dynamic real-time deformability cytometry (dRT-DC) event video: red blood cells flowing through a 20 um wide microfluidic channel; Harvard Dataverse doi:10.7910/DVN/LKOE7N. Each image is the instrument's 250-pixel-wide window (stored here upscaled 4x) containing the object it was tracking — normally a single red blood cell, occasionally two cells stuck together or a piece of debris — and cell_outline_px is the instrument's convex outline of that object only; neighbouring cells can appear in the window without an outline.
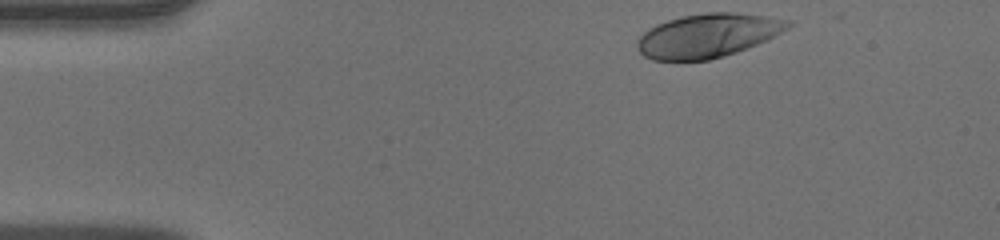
{"species": "human", "species_latin": "Homo sapiens", "temperature_condition": "warm", "stored_images_in_passage": 34, "camera_frame_rate_fps": 3000, "um_per_image_px": 0.085, "donor": {"sex": "male"}, "frame": {"image": 1, "passage_image": 1, "time_ms": 0.0, "image_size_px": [1000, 240], "cell_outline_px": [[792, 24], [788, 28], [768, 40], [736, 52], [708, 60], [652, 60], [644, 56], [636, 48], [636, 40], [648, 28], [656, 24], [668, 20], [684, 16], [704, 12], [736, 12], [792, 20]], "centroid_in_image_um": [60.15, 3.02], "position_along_channel_um": 24.8, "area_um2": 38.55}}
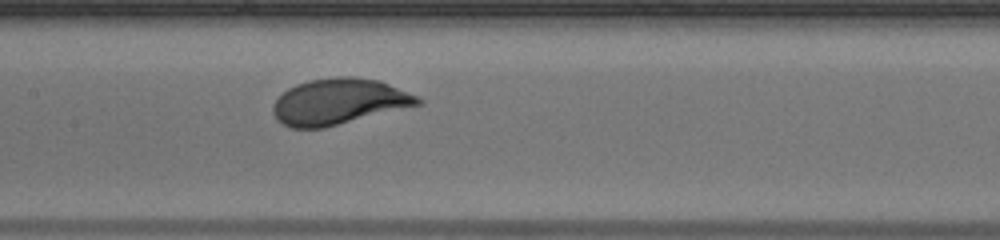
{"frame": {"image": 2, "passage_image": 17, "time_ms": 5.333, "image_size_px": [1000, 240], "cell_outline_px": [[424, 104], [324, 128], [292, 128], [276, 120], [272, 112], [272, 104], [288, 88], [296, 84], [308, 80], [336, 76], [352, 76], [380, 80], [416, 96], [424, 100]], "centroid_in_image_um": [28.81, 8.64], "position_along_channel_um": 178.6, "area_um2": 39.02}}
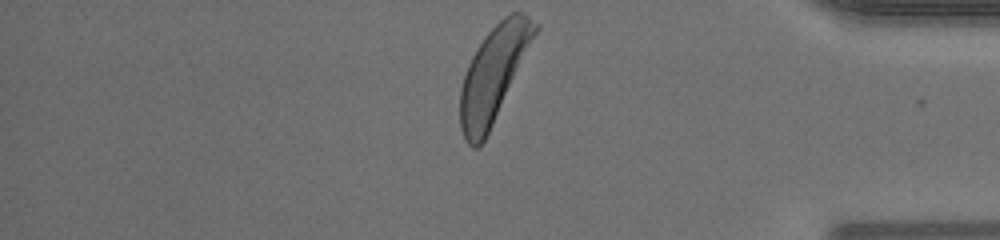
{"frame": {"image": 3, "passage_image": 34, "time_ms": 11.0, "image_size_px": [1000, 240], "cell_outline_px": [[540, 28], [484, 140], [476, 148], [472, 148], [464, 140], [460, 128], [460, 88], [468, 64], [476, 48], [484, 36], [504, 16], [512, 12], [520, 12], [528, 16], [540, 24]], "centroid_in_image_um": [41.95, 6.27], "position_along_channel_um": 393.2, "area_um2": 40.92}}